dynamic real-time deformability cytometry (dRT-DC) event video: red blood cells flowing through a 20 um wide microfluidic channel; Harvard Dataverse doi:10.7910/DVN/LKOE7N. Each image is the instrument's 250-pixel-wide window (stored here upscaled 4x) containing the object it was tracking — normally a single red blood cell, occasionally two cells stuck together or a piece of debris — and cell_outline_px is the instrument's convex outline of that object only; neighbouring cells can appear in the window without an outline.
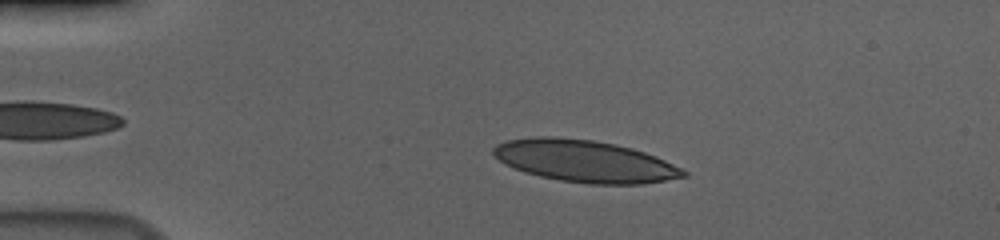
{"species": "human", "species_latin": "Homo sapiens", "temperature_condition": "cold", "stored_images_in_passage": 48, "camera_frame_rate_fps": 3000, "um_per_image_px": 0.085, "donor": {"sex": "male"}, "frame": {"image": 1, "passage_image": 11, "time_ms": 3.333, "image_size_px": [1000, 240], "cell_outline_px": [[688, 176], [644, 184], [588, 184], [560, 180], [540, 176], [524, 172], [512, 168], [504, 164], [492, 156], [492, 148], [496, 144], [504, 140], [536, 136], [556, 136], [592, 140], [616, 144], [632, 148], [656, 156], [688, 172]], "centroid_in_image_um": [49.64, 13.69], "position_along_channel_um": 35.4, "area_um2": 46.88}}
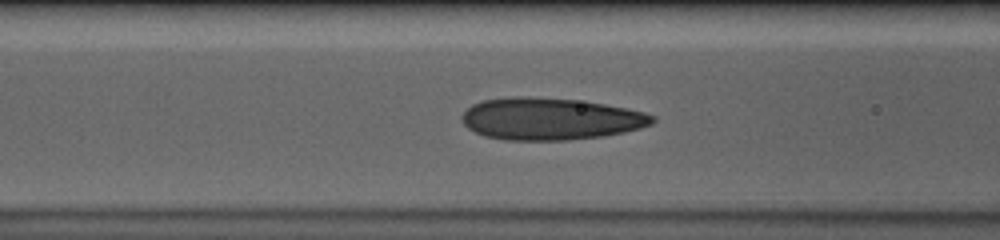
{"frame": {"image": 2, "passage_image": 22, "time_ms": 7.0, "image_size_px": [1000, 240], "cell_outline_px": [[656, 120], [652, 124], [640, 128], [624, 132], [604, 136], [568, 140], [504, 140], [484, 136], [468, 128], [464, 124], [464, 112], [472, 104], [484, 100], [512, 96], [524, 96], [576, 100], [604, 104], [628, 108], [644, 112], [656, 116]], "centroid_in_image_um": [46.81, 10.11], "position_along_channel_um": 119.8, "area_um2": 46.64}}
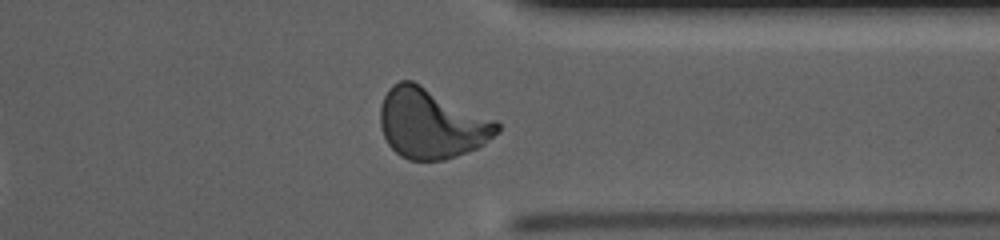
{"frame": {"image": 3, "passage_image": 43, "time_ms": 14.0, "image_size_px": [1000, 240], "cell_outline_px": [[500, 132], [484, 144], [468, 152], [444, 160], [408, 160], [400, 156], [388, 144], [384, 136], [380, 124], [380, 108], [384, 96], [388, 88], [392, 84], [400, 80], [412, 80], [496, 120], [500, 124]], "centroid_in_image_um": [36.66, 10.5], "position_along_channel_um": 374.7, "area_um2": 47.69}, "authors_computed_cell_mechanics": {"area_um2": 45.4886, "velocity_mm_per_s": 3.6763, "shape_relaxation_time_tau1_ms": 8.435, "shape_relaxation_time_tau2_ms": 1.0332, "deformation_change_tau1": 0.2239, "deformation_change_tau2": 0.073}}